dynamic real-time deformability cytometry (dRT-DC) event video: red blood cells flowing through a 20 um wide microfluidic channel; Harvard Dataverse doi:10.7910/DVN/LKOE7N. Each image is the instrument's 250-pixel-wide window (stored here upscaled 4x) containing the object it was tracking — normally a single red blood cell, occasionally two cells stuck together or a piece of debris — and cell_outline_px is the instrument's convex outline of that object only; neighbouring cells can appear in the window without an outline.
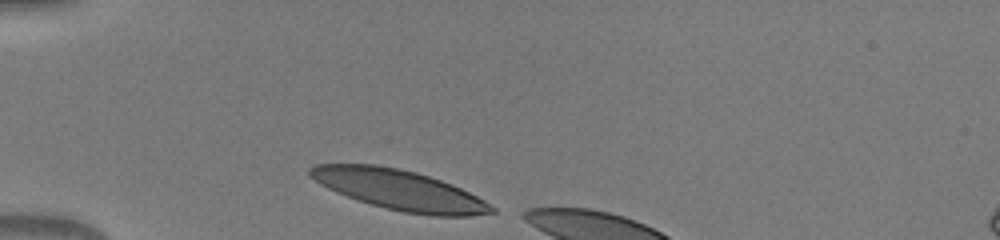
{"species": "human", "species_latin": "Homo sapiens", "temperature_condition": "warm", "stored_images_in_passage": 7, "camera_frame_rate_fps": 3000, "um_per_image_px": 0.085, "donor": {"sex": "male"}, "frame": {"image": 1, "passage_image": 1, "time_ms": 0.0, "image_size_px": [1000, 240], "cell_outline_px": [[496, 212], [472, 216], [432, 216], [404, 212], [372, 204], [336, 192], [320, 184], [308, 176], [308, 168], [316, 164], [376, 164], [416, 172], [452, 184], [484, 200], [496, 208]], "centroid_in_image_um": [33.94, 16.14], "position_along_channel_um": 51.1, "area_um2": 42.14}}